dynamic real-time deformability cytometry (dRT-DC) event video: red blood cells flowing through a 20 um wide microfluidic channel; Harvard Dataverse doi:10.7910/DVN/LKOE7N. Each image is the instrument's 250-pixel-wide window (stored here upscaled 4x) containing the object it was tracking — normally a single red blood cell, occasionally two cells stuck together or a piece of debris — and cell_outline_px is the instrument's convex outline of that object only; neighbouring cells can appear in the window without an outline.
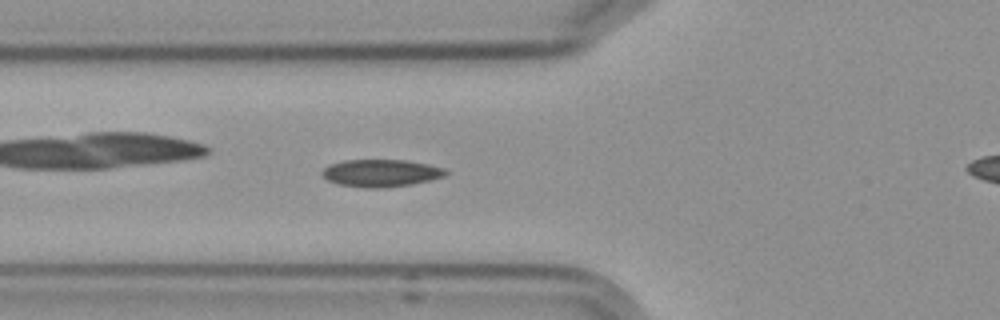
{"species": "Egyptian fruit bat (a non-hibernating species)", "species_latin": "Rousettus aegyptiacus", "temperature_condition": "cold", "stored_images_in_passage": 7, "camera_frame_rate_fps": 3000, "um_per_image_px": 0.085, "frame": {"image": 1, "passage_image": 6, "time_ms": 5.667, "image_size_px": [1000, 320], "cell_outline_px": [[448, 172], [444, 176], [412, 184], [380, 188], [368, 188], [340, 184], [328, 180], [320, 172], [324, 168], [332, 164], [344, 160], [408, 160], [428, 164], [444, 168]], "centroid_in_image_um": [32.39, 14.7], "position_along_channel_um": 93.4, "area_um2": 19.48}}